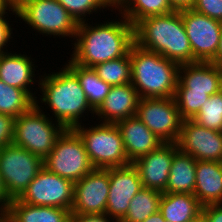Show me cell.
Segmentation results:
<instances>
[{
	"mask_svg": "<svg viewBox=\"0 0 222 222\" xmlns=\"http://www.w3.org/2000/svg\"><path fill=\"white\" fill-rule=\"evenodd\" d=\"M119 19L103 23H78L70 59L80 66L97 64L125 56L134 43V26L119 13Z\"/></svg>",
	"mask_w": 222,
	"mask_h": 222,
	"instance_id": "1",
	"label": "cell"
},
{
	"mask_svg": "<svg viewBox=\"0 0 222 222\" xmlns=\"http://www.w3.org/2000/svg\"><path fill=\"white\" fill-rule=\"evenodd\" d=\"M62 65L59 72L54 70L52 74L45 72L43 76L36 77L39 79L38 89L42 95L38 94L40 100L36 99L35 104L42 111H46L49 107L52 116L55 117L51 116L53 120L55 119L65 129H74L77 125L89 121L85 118L89 113L91 116L93 114L94 118V110L89 105L76 75L66 65ZM42 103L47 105L45 109L39 105Z\"/></svg>",
	"mask_w": 222,
	"mask_h": 222,
	"instance_id": "2",
	"label": "cell"
},
{
	"mask_svg": "<svg viewBox=\"0 0 222 222\" xmlns=\"http://www.w3.org/2000/svg\"><path fill=\"white\" fill-rule=\"evenodd\" d=\"M134 43L179 65L198 62L193 57L181 11L138 21L134 25Z\"/></svg>",
	"mask_w": 222,
	"mask_h": 222,
	"instance_id": "3",
	"label": "cell"
},
{
	"mask_svg": "<svg viewBox=\"0 0 222 222\" xmlns=\"http://www.w3.org/2000/svg\"><path fill=\"white\" fill-rule=\"evenodd\" d=\"M131 83L140 98L175 96L180 65L133 43L130 48Z\"/></svg>",
	"mask_w": 222,
	"mask_h": 222,
	"instance_id": "4",
	"label": "cell"
},
{
	"mask_svg": "<svg viewBox=\"0 0 222 222\" xmlns=\"http://www.w3.org/2000/svg\"><path fill=\"white\" fill-rule=\"evenodd\" d=\"M94 125L87 127L83 123L74 128L83 140L94 168L108 169L130 165L117 125L101 122L94 123Z\"/></svg>",
	"mask_w": 222,
	"mask_h": 222,
	"instance_id": "5",
	"label": "cell"
},
{
	"mask_svg": "<svg viewBox=\"0 0 222 222\" xmlns=\"http://www.w3.org/2000/svg\"><path fill=\"white\" fill-rule=\"evenodd\" d=\"M16 9L18 20L35 33L74 41L78 23L57 0H24Z\"/></svg>",
	"mask_w": 222,
	"mask_h": 222,
	"instance_id": "6",
	"label": "cell"
},
{
	"mask_svg": "<svg viewBox=\"0 0 222 222\" xmlns=\"http://www.w3.org/2000/svg\"><path fill=\"white\" fill-rule=\"evenodd\" d=\"M47 113L34 104L27 112L14 119L13 144L25 148L42 160L50 154L57 138L65 130Z\"/></svg>",
	"mask_w": 222,
	"mask_h": 222,
	"instance_id": "7",
	"label": "cell"
},
{
	"mask_svg": "<svg viewBox=\"0 0 222 222\" xmlns=\"http://www.w3.org/2000/svg\"><path fill=\"white\" fill-rule=\"evenodd\" d=\"M43 166L51 173L76 183L95 168L83 140L74 129H65L57 138Z\"/></svg>",
	"mask_w": 222,
	"mask_h": 222,
	"instance_id": "8",
	"label": "cell"
},
{
	"mask_svg": "<svg viewBox=\"0 0 222 222\" xmlns=\"http://www.w3.org/2000/svg\"><path fill=\"white\" fill-rule=\"evenodd\" d=\"M43 168V160L13 143L0 149V175L7 194L19 198Z\"/></svg>",
	"mask_w": 222,
	"mask_h": 222,
	"instance_id": "9",
	"label": "cell"
},
{
	"mask_svg": "<svg viewBox=\"0 0 222 222\" xmlns=\"http://www.w3.org/2000/svg\"><path fill=\"white\" fill-rule=\"evenodd\" d=\"M136 116L164 143H176L183 119L174 97L140 98Z\"/></svg>",
	"mask_w": 222,
	"mask_h": 222,
	"instance_id": "10",
	"label": "cell"
},
{
	"mask_svg": "<svg viewBox=\"0 0 222 222\" xmlns=\"http://www.w3.org/2000/svg\"><path fill=\"white\" fill-rule=\"evenodd\" d=\"M74 183L49 172L44 166L18 198L21 202L38 206H51L71 211Z\"/></svg>",
	"mask_w": 222,
	"mask_h": 222,
	"instance_id": "11",
	"label": "cell"
},
{
	"mask_svg": "<svg viewBox=\"0 0 222 222\" xmlns=\"http://www.w3.org/2000/svg\"><path fill=\"white\" fill-rule=\"evenodd\" d=\"M181 16L193 57L200 62H210L215 57L219 45L222 21L193 9L182 10Z\"/></svg>",
	"mask_w": 222,
	"mask_h": 222,
	"instance_id": "12",
	"label": "cell"
},
{
	"mask_svg": "<svg viewBox=\"0 0 222 222\" xmlns=\"http://www.w3.org/2000/svg\"><path fill=\"white\" fill-rule=\"evenodd\" d=\"M176 145L195 160L222 162V132L205 128L193 119L183 120Z\"/></svg>",
	"mask_w": 222,
	"mask_h": 222,
	"instance_id": "13",
	"label": "cell"
},
{
	"mask_svg": "<svg viewBox=\"0 0 222 222\" xmlns=\"http://www.w3.org/2000/svg\"><path fill=\"white\" fill-rule=\"evenodd\" d=\"M109 168L94 169L74 183L71 213L103 214L109 194Z\"/></svg>",
	"mask_w": 222,
	"mask_h": 222,
	"instance_id": "14",
	"label": "cell"
},
{
	"mask_svg": "<svg viewBox=\"0 0 222 222\" xmlns=\"http://www.w3.org/2000/svg\"><path fill=\"white\" fill-rule=\"evenodd\" d=\"M109 194L105 214L121 221L129 203L143 187L137 169L131 163L124 167L109 168Z\"/></svg>",
	"mask_w": 222,
	"mask_h": 222,
	"instance_id": "15",
	"label": "cell"
},
{
	"mask_svg": "<svg viewBox=\"0 0 222 222\" xmlns=\"http://www.w3.org/2000/svg\"><path fill=\"white\" fill-rule=\"evenodd\" d=\"M178 151L176 143H163L158 149L136 159L132 164L137 169L144 188L164 192L173 157Z\"/></svg>",
	"mask_w": 222,
	"mask_h": 222,
	"instance_id": "16",
	"label": "cell"
},
{
	"mask_svg": "<svg viewBox=\"0 0 222 222\" xmlns=\"http://www.w3.org/2000/svg\"><path fill=\"white\" fill-rule=\"evenodd\" d=\"M34 60L35 58L33 59L31 55L21 54L20 50L19 53L9 51L0 54V80L9 86L25 90L36 100L38 92L33 93L34 88L32 87H35L36 84L39 85V80L35 79V76L38 75H35L38 66Z\"/></svg>",
	"mask_w": 222,
	"mask_h": 222,
	"instance_id": "17",
	"label": "cell"
},
{
	"mask_svg": "<svg viewBox=\"0 0 222 222\" xmlns=\"http://www.w3.org/2000/svg\"><path fill=\"white\" fill-rule=\"evenodd\" d=\"M222 70L212 62H194L179 67L176 92H198L211 96L221 90Z\"/></svg>",
	"mask_w": 222,
	"mask_h": 222,
	"instance_id": "18",
	"label": "cell"
},
{
	"mask_svg": "<svg viewBox=\"0 0 222 222\" xmlns=\"http://www.w3.org/2000/svg\"><path fill=\"white\" fill-rule=\"evenodd\" d=\"M140 96L132 83L111 86L108 95L94 111V119L101 123L117 122L136 116ZM101 119V120H100Z\"/></svg>",
	"mask_w": 222,
	"mask_h": 222,
	"instance_id": "19",
	"label": "cell"
},
{
	"mask_svg": "<svg viewBox=\"0 0 222 222\" xmlns=\"http://www.w3.org/2000/svg\"><path fill=\"white\" fill-rule=\"evenodd\" d=\"M130 163L158 149L164 142L157 137L137 116L116 123Z\"/></svg>",
	"mask_w": 222,
	"mask_h": 222,
	"instance_id": "20",
	"label": "cell"
},
{
	"mask_svg": "<svg viewBox=\"0 0 222 222\" xmlns=\"http://www.w3.org/2000/svg\"><path fill=\"white\" fill-rule=\"evenodd\" d=\"M193 194L202 206L222 203V162L196 160Z\"/></svg>",
	"mask_w": 222,
	"mask_h": 222,
	"instance_id": "21",
	"label": "cell"
},
{
	"mask_svg": "<svg viewBox=\"0 0 222 222\" xmlns=\"http://www.w3.org/2000/svg\"><path fill=\"white\" fill-rule=\"evenodd\" d=\"M7 215L12 222H71L67 209L26 204L18 198L12 200Z\"/></svg>",
	"mask_w": 222,
	"mask_h": 222,
	"instance_id": "22",
	"label": "cell"
},
{
	"mask_svg": "<svg viewBox=\"0 0 222 222\" xmlns=\"http://www.w3.org/2000/svg\"><path fill=\"white\" fill-rule=\"evenodd\" d=\"M159 211L165 220L186 222L202 212V205L194 194L162 193Z\"/></svg>",
	"mask_w": 222,
	"mask_h": 222,
	"instance_id": "23",
	"label": "cell"
},
{
	"mask_svg": "<svg viewBox=\"0 0 222 222\" xmlns=\"http://www.w3.org/2000/svg\"><path fill=\"white\" fill-rule=\"evenodd\" d=\"M196 181V160L177 151L173 157L168 182L163 193L193 194Z\"/></svg>",
	"mask_w": 222,
	"mask_h": 222,
	"instance_id": "24",
	"label": "cell"
},
{
	"mask_svg": "<svg viewBox=\"0 0 222 222\" xmlns=\"http://www.w3.org/2000/svg\"><path fill=\"white\" fill-rule=\"evenodd\" d=\"M68 61L65 65L76 75L89 105L95 111L105 100L111 86L104 82L93 68L75 64L70 58Z\"/></svg>",
	"mask_w": 222,
	"mask_h": 222,
	"instance_id": "25",
	"label": "cell"
},
{
	"mask_svg": "<svg viewBox=\"0 0 222 222\" xmlns=\"http://www.w3.org/2000/svg\"><path fill=\"white\" fill-rule=\"evenodd\" d=\"M115 10L133 26L146 17L174 12L168 0H115Z\"/></svg>",
	"mask_w": 222,
	"mask_h": 222,
	"instance_id": "26",
	"label": "cell"
},
{
	"mask_svg": "<svg viewBox=\"0 0 222 222\" xmlns=\"http://www.w3.org/2000/svg\"><path fill=\"white\" fill-rule=\"evenodd\" d=\"M162 192L142 187L129 203V208L120 222H143L159 211Z\"/></svg>",
	"mask_w": 222,
	"mask_h": 222,
	"instance_id": "27",
	"label": "cell"
},
{
	"mask_svg": "<svg viewBox=\"0 0 222 222\" xmlns=\"http://www.w3.org/2000/svg\"><path fill=\"white\" fill-rule=\"evenodd\" d=\"M35 100L25 91L13 86H9L0 80V113L19 117L27 112Z\"/></svg>",
	"mask_w": 222,
	"mask_h": 222,
	"instance_id": "28",
	"label": "cell"
},
{
	"mask_svg": "<svg viewBox=\"0 0 222 222\" xmlns=\"http://www.w3.org/2000/svg\"><path fill=\"white\" fill-rule=\"evenodd\" d=\"M92 68L110 86L129 84L131 83L130 50L121 58L97 64Z\"/></svg>",
	"mask_w": 222,
	"mask_h": 222,
	"instance_id": "29",
	"label": "cell"
},
{
	"mask_svg": "<svg viewBox=\"0 0 222 222\" xmlns=\"http://www.w3.org/2000/svg\"><path fill=\"white\" fill-rule=\"evenodd\" d=\"M77 21V23L86 22L91 14H97L103 9L115 10V0H57ZM110 7V8H109ZM102 9V10H101ZM88 15V16H87Z\"/></svg>",
	"mask_w": 222,
	"mask_h": 222,
	"instance_id": "30",
	"label": "cell"
},
{
	"mask_svg": "<svg viewBox=\"0 0 222 222\" xmlns=\"http://www.w3.org/2000/svg\"><path fill=\"white\" fill-rule=\"evenodd\" d=\"M193 120L210 130L222 132V91L213 94L202 105Z\"/></svg>",
	"mask_w": 222,
	"mask_h": 222,
	"instance_id": "31",
	"label": "cell"
},
{
	"mask_svg": "<svg viewBox=\"0 0 222 222\" xmlns=\"http://www.w3.org/2000/svg\"><path fill=\"white\" fill-rule=\"evenodd\" d=\"M206 93L175 92L174 99L183 120L193 119L202 105L209 99Z\"/></svg>",
	"mask_w": 222,
	"mask_h": 222,
	"instance_id": "32",
	"label": "cell"
},
{
	"mask_svg": "<svg viewBox=\"0 0 222 222\" xmlns=\"http://www.w3.org/2000/svg\"><path fill=\"white\" fill-rule=\"evenodd\" d=\"M9 11V12H8ZM11 12V13H10ZM8 13L17 19V9L14 6H9L4 12L0 13V54L8 52V45L13 42V30H15L12 26V24H9V18ZM7 17V18H6ZM9 18V19H8ZM12 40V41H11ZM7 46V47H6Z\"/></svg>",
	"mask_w": 222,
	"mask_h": 222,
	"instance_id": "33",
	"label": "cell"
},
{
	"mask_svg": "<svg viewBox=\"0 0 222 222\" xmlns=\"http://www.w3.org/2000/svg\"><path fill=\"white\" fill-rule=\"evenodd\" d=\"M194 11L222 21V0H196Z\"/></svg>",
	"mask_w": 222,
	"mask_h": 222,
	"instance_id": "34",
	"label": "cell"
},
{
	"mask_svg": "<svg viewBox=\"0 0 222 222\" xmlns=\"http://www.w3.org/2000/svg\"><path fill=\"white\" fill-rule=\"evenodd\" d=\"M14 119L12 116L0 113V149L13 143Z\"/></svg>",
	"mask_w": 222,
	"mask_h": 222,
	"instance_id": "35",
	"label": "cell"
},
{
	"mask_svg": "<svg viewBox=\"0 0 222 222\" xmlns=\"http://www.w3.org/2000/svg\"><path fill=\"white\" fill-rule=\"evenodd\" d=\"M71 222H120L107 214L71 213Z\"/></svg>",
	"mask_w": 222,
	"mask_h": 222,
	"instance_id": "36",
	"label": "cell"
},
{
	"mask_svg": "<svg viewBox=\"0 0 222 222\" xmlns=\"http://www.w3.org/2000/svg\"><path fill=\"white\" fill-rule=\"evenodd\" d=\"M207 222H222V203L202 206Z\"/></svg>",
	"mask_w": 222,
	"mask_h": 222,
	"instance_id": "37",
	"label": "cell"
},
{
	"mask_svg": "<svg viewBox=\"0 0 222 222\" xmlns=\"http://www.w3.org/2000/svg\"><path fill=\"white\" fill-rule=\"evenodd\" d=\"M12 199L7 194L4 183L0 175V215H6L9 212Z\"/></svg>",
	"mask_w": 222,
	"mask_h": 222,
	"instance_id": "38",
	"label": "cell"
},
{
	"mask_svg": "<svg viewBox=\"0 0 222 222\" xmlns=\"http://www.w3.org/2000/svg\"><path fill=\"white\" fill-rule=\"evenodd\" d=\"M174 11L192 9L196 0H168Z\"/></svg>",
	"mask_w": 222,
	"mask_h": 222,
	"instance_id": "39",
	"label": "cell"
},
{
	"mask_svg": "<svg viewBox=\"0 0 222 222\" xmlns=\"http://www.w3.org/2000/svg\"><path fill=\"white\" fill-rule=\"evenodd\" d=\"M222 70V32L220 35L219 45L215 57L210 61Z\"/></svg>",
	"mask_w": 222,
	"mask_h": 222,
	"instance_id": "40",
	"label": "cell"
},
{
	"mask_svg": "<svg viewBox=\"0 0 222 222\" xmlns=\"http://www.w3.org/2000/svg\"><path fill=\"white\" fill-rule=\"evenodd\" d=\"M143 222H170V221L165 220L161 212L158 211L147 217Z\"/></svg>",
	"mask_w": 222,
	"mask_h": 222,
	"instance_id": "41",
	"label": "cell"
},
{
	"mask_svg": "<svg viewBox=\"0 0 222 222\" xmlns=\"http://www.w3.org/2000/svg\"><path fill=\"white\" fill-rule=\"evenodd\" d=\"M186 222H207V221H206L204 213L201 212L195 218H193V219H191L189 221H186Z\"/></svg>",
	"mask_w": 222,
	"mask_h": 222,
	"instance_id": "42",
	"label": "cell"
},
{
	"mask_svg": "<svg viewBox=\"0 0 222 222\" xmlns=\"http://www.w3.org/2000/svg\"><path fill=\"white\" fill-rule=\"evenodd\" d=\"M9 7L5 0H0V13L4 12Z\"/></svg>",
	"mask_w": 222,
	"mask_h": 222,
	"instance_id": "43",
	"label": "cell"
},
{
	"mask_svg": "<svg viewBox=\"0 0 222 222\" xmlns=\"http://www.w3.org/2000/svg\"><path fill=\"white\" fill-rule=\"evenodd\" d=\"M9 6L17 7L24 0H5Z\"/></svg>",
	"mask_w": 222,
	"mask_h": 222,
	"instance_id": "44",
	"label": "cell"
},
{
	"mask_svg": "<svg viewBox=\"0 0 222 222\" xmlns=\"http://www.w3.org/2000/svg\"><path fill=\"white\" fill-rule=\"evenodd\" d=\"M0 222H12L8 215H0Z\"/></svg>",
	"mask_w": 222,
	"mask_h": 222,
	"instance_id": "45",
	"label": "cell"
}]
</instances>
